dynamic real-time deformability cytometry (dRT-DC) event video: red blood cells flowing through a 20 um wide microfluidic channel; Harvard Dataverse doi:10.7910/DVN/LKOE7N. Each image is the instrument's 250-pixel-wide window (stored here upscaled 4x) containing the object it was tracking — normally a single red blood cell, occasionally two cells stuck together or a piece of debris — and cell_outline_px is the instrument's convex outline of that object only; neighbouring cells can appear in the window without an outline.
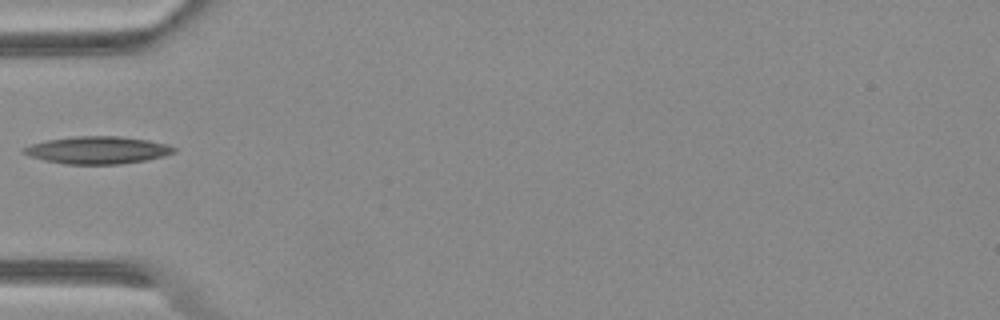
{"species": "Egyptian fruit bat (a non-hibernating species)", "species_latin": "Rousettus aegyptiacus", "temperature_condition": "warm", "stored_images_in_passage": 33, "camera_frame_rate_fps": 3000, "um_per_image_px": 0.085, "animal": {"sex": "female"}, "frame": {"image": 1, "passage_image": 1, "time_ms": 0.0, "image_size_px": [1000, 320], "cell_outline_px": [[176, 152], [164, 156], [144, 160], [120, 164], [64, 164], [44, 160], [28, 156], [20, 152], [20, 148], [32, 144], [48, 140], [72, 136], [120, 136], [148, 140], [168, 144], [176, 148]], "centroid_in_image_um": [8.26, 12.76], "position_along_channel_um": 76.7, "area_um2": 24.16}}
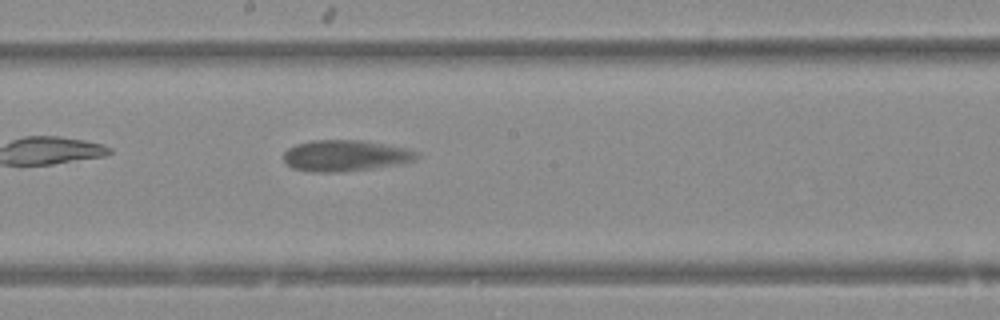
{"frame": {"image": 2, "passage_image": 12, "time_ms": 3.667, "image_size_px": [1000, 320], "cell_outline_px": [[420, 156], [416, 160], [396, 164], [372, 168], [340, 172], [308, 172], [292, 168], [284, 160], [284, 152], [288, 148], [296, 144], [312, 140], [360, 140], [408, 148], [416, 152]], "centroid_in_image_um": [29.33, 13.23], "position_along_channel_um": 218.9, "area_um2": 24.16}}
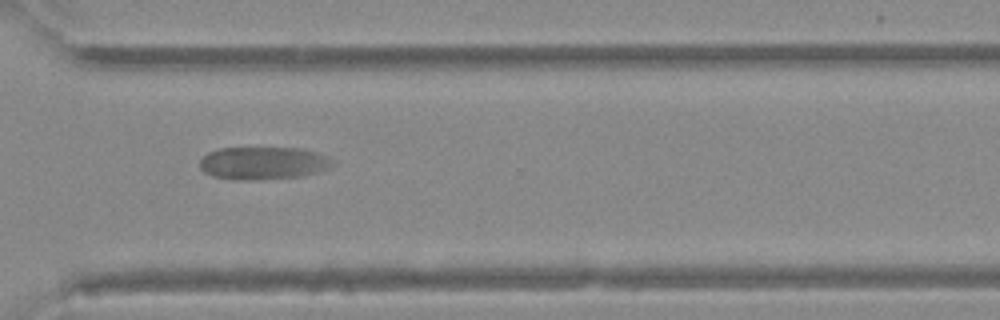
{"frame": {"image": 3, "passage_image": 22, "time_ms": 7.0, "image_size_px": [1000, 320], "cell_outline_px": [[336, 160], [328, 168], [304, 176], [252, 180], [232, 180], [212, 176], [204, 172], [200, 168], [200, 160], [208, 152], [220, 148], [304, 148], [320, 152]], "centroid_in_image_um": [22.39, 13.86], "position_along_channel_um": 348.2, "area_um2": 25.66}}